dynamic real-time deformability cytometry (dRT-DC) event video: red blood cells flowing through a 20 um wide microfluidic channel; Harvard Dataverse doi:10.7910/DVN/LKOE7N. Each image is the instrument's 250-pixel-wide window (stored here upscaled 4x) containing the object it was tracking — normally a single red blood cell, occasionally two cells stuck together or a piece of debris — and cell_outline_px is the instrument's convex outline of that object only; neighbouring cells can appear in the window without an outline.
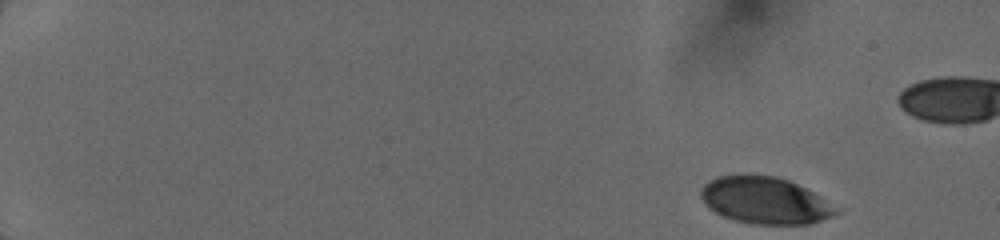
{"species": "human", "species_latin": "Homo sapiens", "temperature_condition": "cold", "stored_images_in_passage": 12, "camera_frame_rate_fps": 3000, "um_per_image_px": 0.085, "donor": {"sex": "female"}, "frame": {"image": 1, "passage_image": 1, "time_ms": 0.0, "image_size_px": [1000, 240], "cell_outline_px": [[848, 208], [844, 212], [808, 224], [752, 224], [736, 220], [724, 216], [708, 208], [704, 204], [700, 196], [700, 188], [708, 180], [716, 176], [776, 176], [788, 180]], "centroid_in_image_um": [65.14, 17.05], "position_along_channel_um": 19.9, "area_um2": 37.45}}
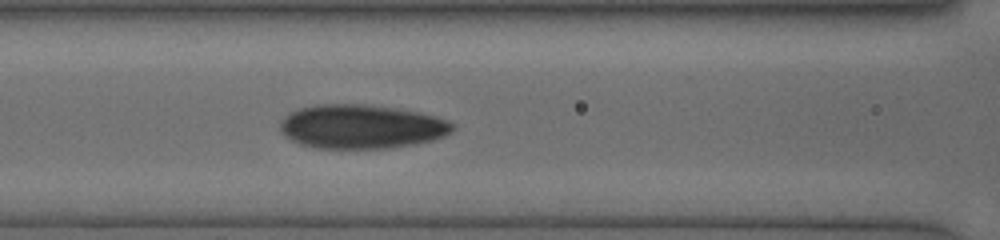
{"frame": {"image": 2, "passage_image": 12, "time_ms": 6.667, "image_size_px": [1000, 240], "cell_outline_px": [[456, 128], [452, 132], [444, 136], [432, 140], [416, 144], [388, 148], [312, 148], [300, 144], [284, 136], [280, 132], [280, 120], [288, 112], [300, 108], [316, 104], [364, 104], [396, 108], [436, 116], [448, 120], [456, 124]], "centroid_in_image_um": [30.71, 10.76], "position_along_channel_um": 135.9, "area_um2": 44.68}}